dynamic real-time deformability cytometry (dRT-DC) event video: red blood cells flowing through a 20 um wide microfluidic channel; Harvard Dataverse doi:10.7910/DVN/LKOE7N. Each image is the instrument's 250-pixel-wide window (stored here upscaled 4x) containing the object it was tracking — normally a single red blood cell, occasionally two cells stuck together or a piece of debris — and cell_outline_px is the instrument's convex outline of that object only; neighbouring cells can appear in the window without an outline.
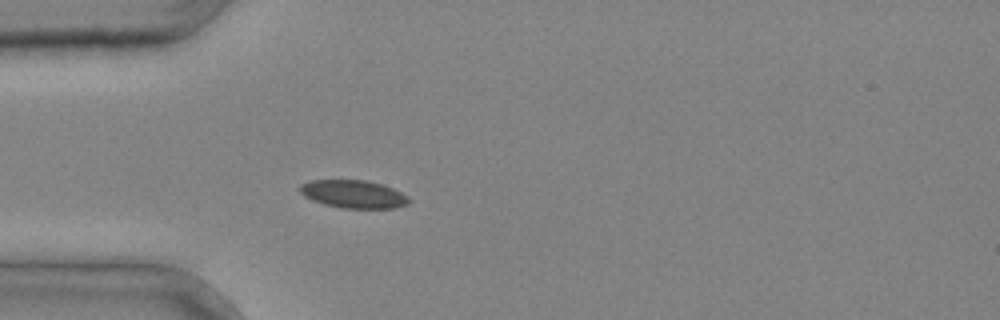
{"species": "common noctule bat (a hibernating species)", "species_latin": "Nyctalus noctula", "temperature_condition": "cold", "stored_images_in_passage": 3, "camera_frame_rate_fps": 3000, "um_per_image_px": 0.085, "animal": {"sex": "male", "body_mass_g": 20.4}, "frame": {"image": 1, "passage_image": 3, "time_ms": 0.667, "image_size_px": [1000, 320], "cell_outline_px": [[412, 200], [408, 204], [396, 208], [340, 208], [324, 204], [312, 200], [304, 196], [300, 192], [300, 184], [312, 180], [364, 180], [380, 184], [392, 188], [408, 196]], "centroid_in_image_um": [30.05, 16.51], "position_along_channel_um": 54.9, "area_um2": 17.74}}